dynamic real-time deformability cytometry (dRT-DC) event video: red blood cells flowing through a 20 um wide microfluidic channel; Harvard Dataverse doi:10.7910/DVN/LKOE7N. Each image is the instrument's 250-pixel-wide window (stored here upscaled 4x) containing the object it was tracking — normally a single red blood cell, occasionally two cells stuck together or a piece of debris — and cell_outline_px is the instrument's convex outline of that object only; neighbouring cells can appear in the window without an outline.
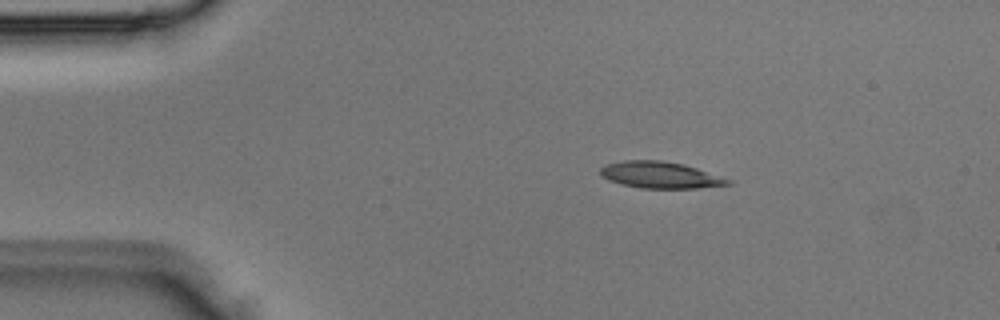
{"species": "Egyptian fruit bat (a non-hibernating species)", "species_latin": "Rousettus aegyptiacus", "temperature_condition": "room temperature", "stored_images_in_passage": 2, "camera_frame_rate_fps": 3000, "um_per_image_px": 0.085, "animal": {"sex": "male"}, "frame": {"image": 1, "passage_image": 1, "time_ms": 0.0, "image_size_px": [1000, 320], "cell_outline_px": [[732, 184], [696, 188], [640, 188], [620, 184], [608, 180], [600, 172], [600, 168], [604, 164], [624, 160], [660, 160], [684, 164], [732, 180]], "centroid_in_image_um": [56.1, 14.87], "position_along_channel_um": 28.9, "area_um2": 19.71}}